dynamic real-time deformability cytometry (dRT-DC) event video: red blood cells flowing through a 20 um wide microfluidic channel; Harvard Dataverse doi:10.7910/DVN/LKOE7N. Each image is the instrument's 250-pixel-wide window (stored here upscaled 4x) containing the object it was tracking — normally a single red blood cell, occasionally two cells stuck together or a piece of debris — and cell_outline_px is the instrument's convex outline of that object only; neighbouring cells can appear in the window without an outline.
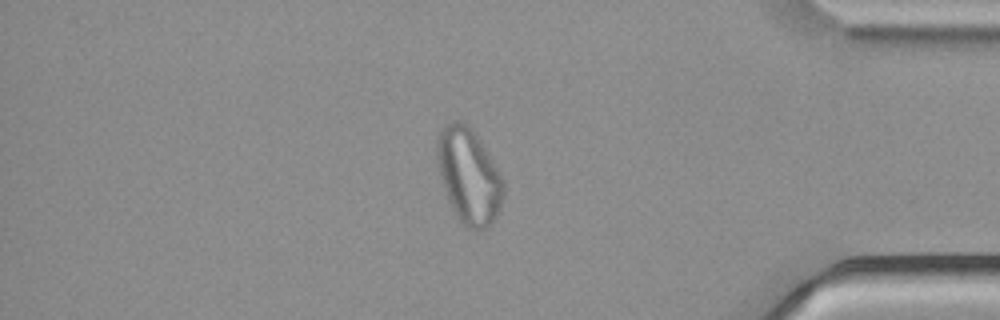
{"species": "common noctule bat (a hibernating species)", "species_latin": "Nyctalus noctula", "temperature_condition": "cold", "stored_images_in_passage": 55, "camera_frame_rate_fps": 3000, "um_per_image_px": 0.085, "animal": {"sex": "male", "body_mass_g": 21.5, "forearm_length_mm": 52.0}, "frame": {"image": 1, "passage_image": 47, "time_ms": 15.333, "image_size_px": [1000, 320], "cell_outline_px": [[504, 192], [500, 208], [492, 224], [480, 232], [468, 228], [456, 220], [448, 200], [440, 176], [436, 160], [436, 140], [440, 132], [452, 120], [460, 120], [476, 136], [504, 180]], "centroid_in_image_um": [39.83, 15.04], "position_along_channel_um": 395.4, "area_um2": 36.7}}